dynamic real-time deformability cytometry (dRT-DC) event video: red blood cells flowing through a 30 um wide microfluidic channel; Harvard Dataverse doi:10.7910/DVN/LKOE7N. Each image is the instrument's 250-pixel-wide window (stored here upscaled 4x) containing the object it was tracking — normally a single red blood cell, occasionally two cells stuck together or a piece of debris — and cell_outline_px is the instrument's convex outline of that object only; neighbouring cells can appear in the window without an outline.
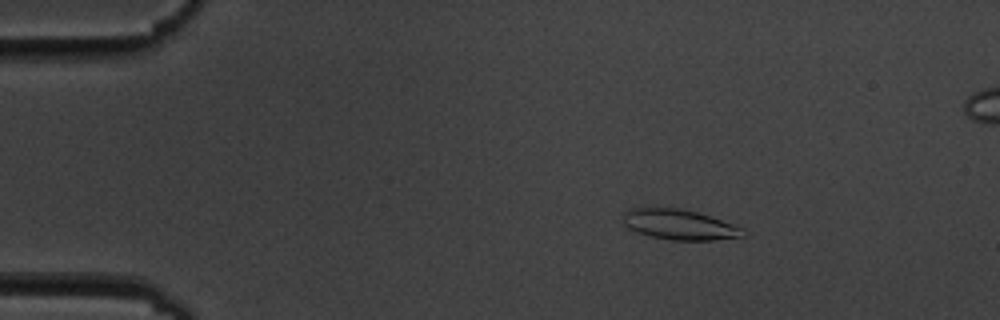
{"species": "common noctule bat (a hibernating species)", "species_latin": "Nyctalus noctula", "temperature_condition": "cold", "stored_images_in_passage": 6, "segment_of_instrument_passage": [1, 2], "camera_frame_rate_fps": 3000, "um_per_image_px": 0.085, "animal": {"sex": "male", "body_mass_g": 19.5, "forearm_length_mm": 54.6}, "frame": {"image": 1, "passage_image": 3, "time_ms": 2.333, "image_size_px": [1000, 320], "cell_outline_px": [[748, 236], [716, 240], [672, 240], [652, 236], [628, 228], [624, 224], [624, 212], [640, 204], [656, 204], [680, 208], [696, 212], [744, 228]], "centroid_in_image_um": [57.71, 19.03], "position_along_channel_um": 27.3, "area_um2": 21.85}}